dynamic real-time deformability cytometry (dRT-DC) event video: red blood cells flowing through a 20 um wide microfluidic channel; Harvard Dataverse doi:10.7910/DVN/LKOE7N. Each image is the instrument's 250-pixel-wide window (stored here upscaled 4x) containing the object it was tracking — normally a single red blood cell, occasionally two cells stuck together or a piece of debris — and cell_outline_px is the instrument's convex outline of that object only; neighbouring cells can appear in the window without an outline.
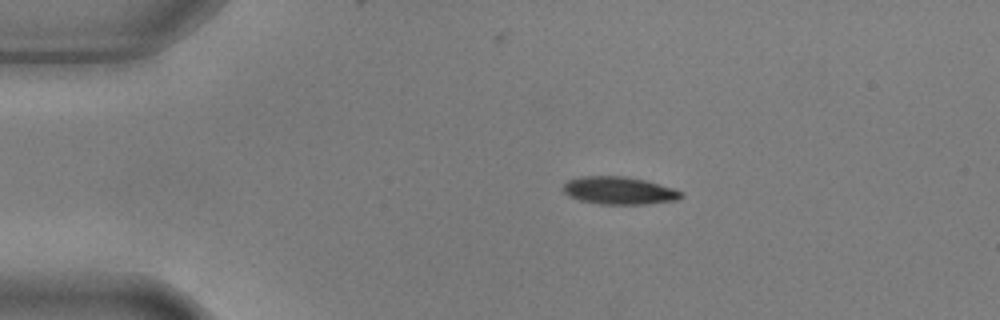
{"species": "common noctule bat (a hibernating species)", "species_latin": "Nyctalus noctula", "temperature_condition": "warm", "stored_images_in_passage": 6, "camera_frame_rate_fps": 3000, "um_per_image_px": 0.085, "animal": {"sex": "male", "body_mass_g": 17.9, "forearm_length_mm": 54.2}, "frame": {"image": 1, "passage_image": 2, "time_ms": 0.333, "image_size_px": [1000, 320], "cell_outline_px": [[684, 196], [676, 200], [644, 204], [600, 204], [580, 200], [568, 196], [560, 188], [568, 180], [580, 176], [624, 176], [644, 180], [672, 188], [684, 192]], "centroid_in_image_um": [52.59, 16.19], "position_along_channel_um": 32.4, "area_um2": 19.02}}
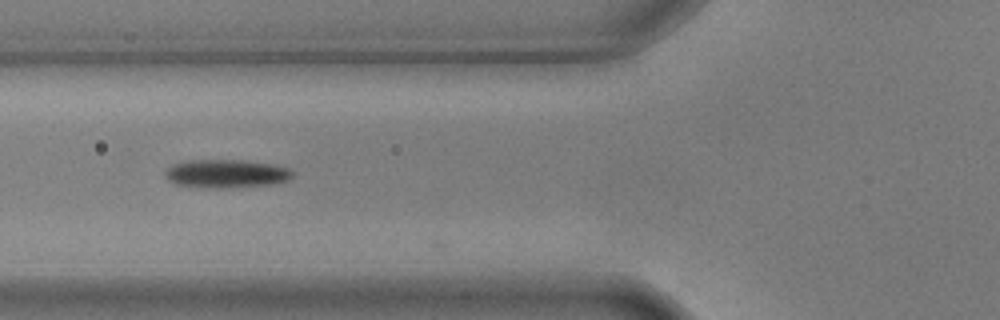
{"frame": {"image": 2, "passage_image": 5, "time_ms": 1.333, "image_size_px": [1000, 320], "cell_outline_px": [[296, 172], [288, 180], [268, 184], [228, 188], [212, 188], [176, 184], [168, 180], [164, 172], [172, 164], [192, 160], [240, 160], [272, 164], [288, 168]], "centroid_in_image_um": [19.23, 14.76], "position_along_channel_um": 106.6, "area_um2": 20.87}}
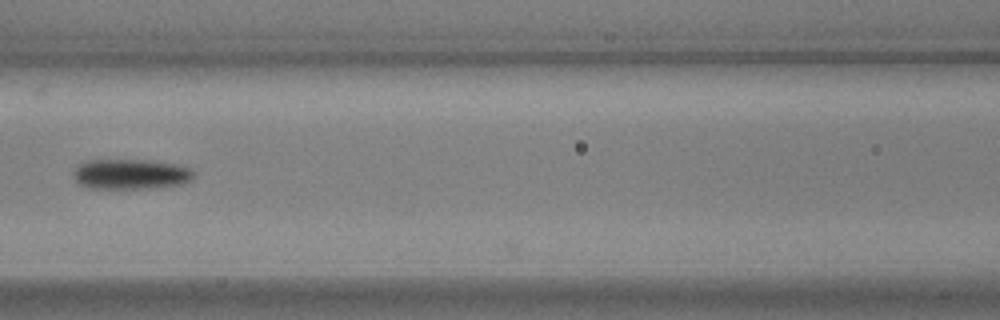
{"frame": {"image": 3, "passage_image": 6, "time_ms": 1.667, "image_size_px": [1000, 320], "cell_outline_px": [[196, 176], [192, 180], [180, 184], [164, 188], [88, 188], [76, 184], [72, 176], [72, 172], [80, 164], [88, 160], [144, 160], [180, 164], [192, 168], [196, 172]], "centroid_in_image_um": [11.15, 14.81], "position_along_channel_um": 155.4, "area_um2": 21.73}}